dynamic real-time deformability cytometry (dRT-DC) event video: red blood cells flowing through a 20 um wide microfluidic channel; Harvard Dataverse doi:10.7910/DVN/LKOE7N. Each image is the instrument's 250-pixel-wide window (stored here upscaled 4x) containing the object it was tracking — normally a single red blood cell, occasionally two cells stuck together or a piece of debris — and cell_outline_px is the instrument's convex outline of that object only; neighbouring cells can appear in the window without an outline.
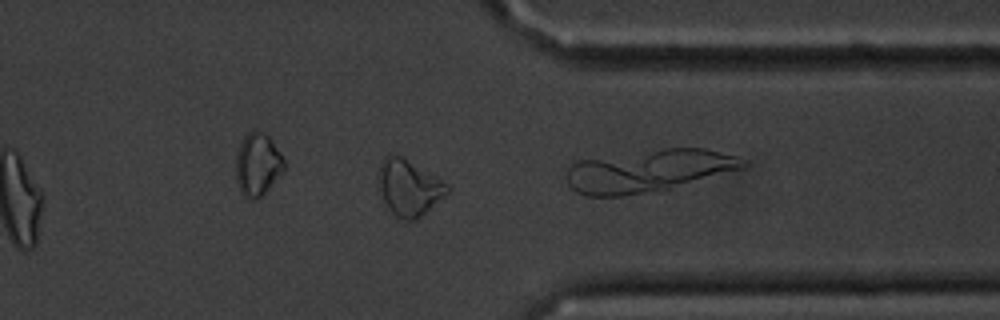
{"species": "common noctule bat (a hibernating species)", "species_latin": "Nyctalus noctula", "temperature_condition": "cold", "stored_images_in_passage": 51, "camera_frame_rate_fps": 3000, "um_per_image_px": 0.085, "animal": {"sex": "male", "body_mass_g": 20.1, "forearm_length_mm": 53.5}, "frame": {"image": 1, "passage_image": 37, "time_ms": 12.0, "image_size_px": [1000, 320], "cell_outline_px": [[452, 188], [444, 196], [416, 220], [404, 220], [396, 216], [384, 204], [380, 192], [380, 164], [384, 156], [388, 152], [400, 156], [436, 176], [448, 184]], "centroid_in_image_um": [34.76, 15.94], "position_along_channel_um": 376.6, "area_um2": 22.2}, "authors_computed_cell_mechanics": {"area_um2": 18.9584, "velocity_mm_per_s": 3.3918, "shape_relaxation_time_tau1_ms": 5.7718, "shape_relaxation_time_tau2_ms": 7.5968, "deformation_change_tau1": 0.1506, "deformation_change_tau2": 0.1655}}